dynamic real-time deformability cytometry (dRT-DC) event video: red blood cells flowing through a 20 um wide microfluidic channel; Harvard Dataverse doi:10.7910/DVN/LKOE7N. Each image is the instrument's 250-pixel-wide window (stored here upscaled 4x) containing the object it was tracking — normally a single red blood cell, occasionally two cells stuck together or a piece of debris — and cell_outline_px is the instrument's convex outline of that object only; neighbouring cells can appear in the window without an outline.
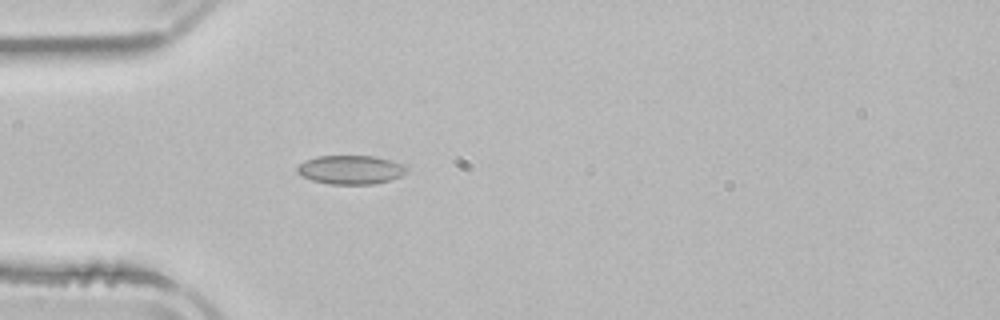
{"species": "common noctule bat (a hibernating species)", "species_latin": "Nyctalus noctula", "temperature_condition": "room temperature", "stored_images_in_passage": 3, "camera_frame_rate_fps": 3000, "um_per_image_px": 0.085, "animal": {"sex": "male", "body_mass_g": 21.5, "forearm_length_mm": 52.0}, "frame": {"image": 1, "passage_image": 3, "time_ms": 3.0, "image_size_px": [1000, 320], "cell_outline_px": [[408, 172], [392, 180], [372, 184], [328, 184], [312, 180], [296, 172], [296, 168], [300, 164], [316, 156], [376, 156], [400, 164], [408, 168]], "centroid_in_image_um": [29.82, 14.43], "position_along_channel_um": 55.2, "area_um2": 18.26}}